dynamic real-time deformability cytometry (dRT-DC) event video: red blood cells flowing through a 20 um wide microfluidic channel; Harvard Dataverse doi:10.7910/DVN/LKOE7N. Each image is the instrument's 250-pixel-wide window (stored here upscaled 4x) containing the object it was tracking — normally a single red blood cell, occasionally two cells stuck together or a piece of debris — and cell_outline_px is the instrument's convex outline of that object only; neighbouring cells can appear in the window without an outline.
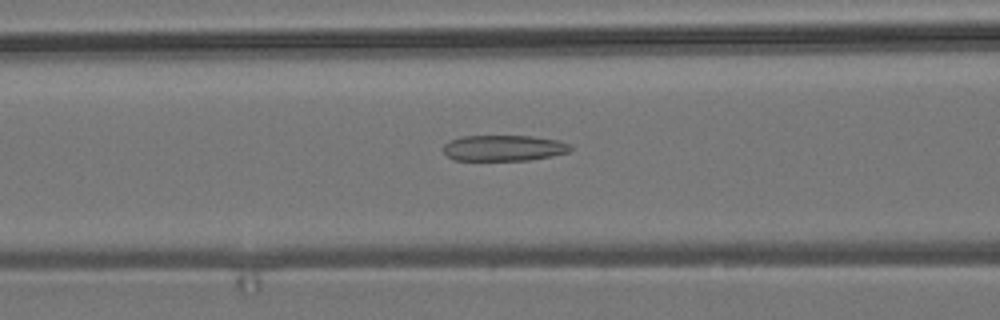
{"species": "common noctule bat (a hibernating species)", "species_latin": "Nyctalus noctula", "temperature_condition": "room temperature", "stored_images_in_passage": 56, "segment_of_instrument_passage": [1, 2], "camera_frame_rate_fps": 3000, "um_per_image_px": 0.085, "animal": {"sex": "male", "body_mass_g": 19.2, "forearm_length_mm": 51.8}, "frame": {"image": 1, "passage_image": 22, "time_ms": 7.0, "image_size_px": [1000, 320], "cell_outline_px": [[572, 148], [568, 152], [552, 156], [528, 160], [452, 160], [444, 152], [444, 144], [448, 140], [460, 136], [532, 136], [560, 140], [572, 144]], "centroid_in_image_um": [42.83, 12.57], "position_along_channel_um": 123.8, "area_um2": 19.36}}
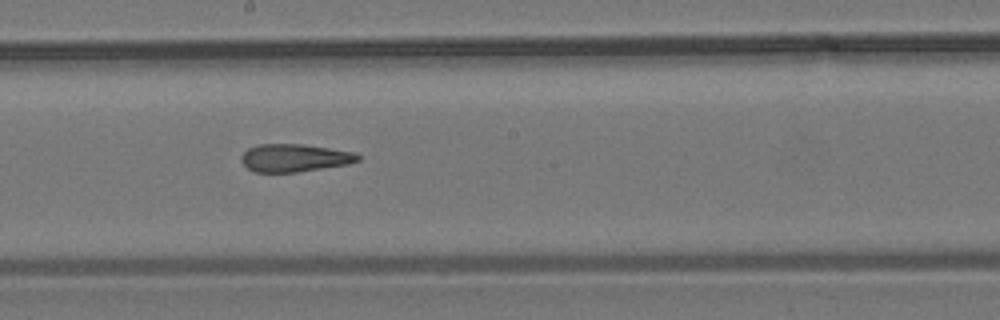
{"frame": {"image": 2, "passage_image": 30, "time_ms": 9.667, "image_size_px": [1000, 320], "cell_outline_px": [[360, 160], [348, 164], [296, 172], [252, 172], [240, 160], [240, 156], [248, 148], [260, 144], [300, 144], [356, 152], [360, 156]], "centroid_in_image_um": [25.02, 13.42], "position_along_channel_um": 223.2, "area_um2": 18.84}}
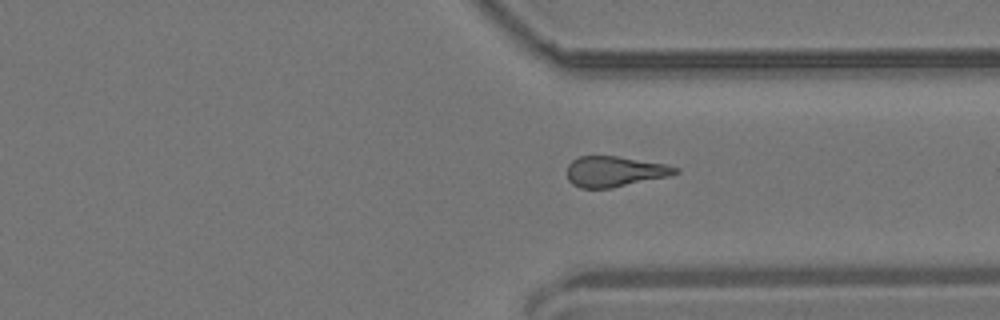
{"frame": {"image": 3, "passage_image": 41, "time_ms": 13.333, "image_size_px": [1000, 320], "cell_outline_px": [[680, 172], [668, 176], [612, 188], [580, 188], [572, 184], [568, 180], [568, 164], [572, 160], [580, 156], [616, 156], [664, 164], [680, 168]], "centroid_in_image_um": [52.23, 14.58], "position_along_channel_um": 359.2, "area_um2": 19.13}}